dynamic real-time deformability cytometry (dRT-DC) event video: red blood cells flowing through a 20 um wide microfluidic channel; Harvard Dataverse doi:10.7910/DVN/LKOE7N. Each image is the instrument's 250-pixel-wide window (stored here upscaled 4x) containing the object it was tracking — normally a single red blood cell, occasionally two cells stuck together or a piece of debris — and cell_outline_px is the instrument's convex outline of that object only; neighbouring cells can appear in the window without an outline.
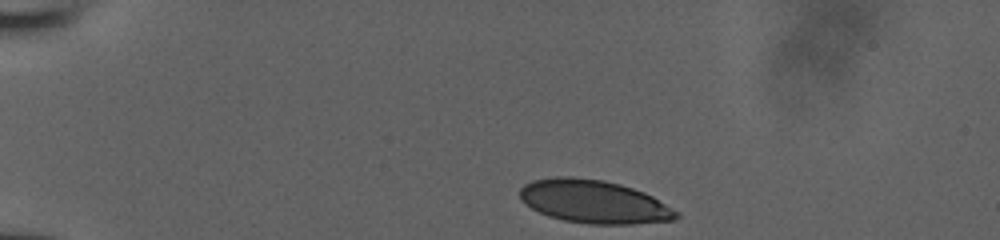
{"species": "human", "species_latin": "Homo sapiens", "temperature_condition": "room temperature", "stored_images_in_passage": 34, "camera_frame_rate_fps": 3000, "um_per_image_px": 0.085, "donor": {"sex": "male"}, "frame": {"image": 1, "passage_image": 1, "time_ms": 0.0, "image_size_px": [1000, 240], "cell_outline_px": [[680, 216], [676, 220], [632, 224], [588, 224], [564, 220], [548, 216], [524, 204], [520, 200], [520, 188], [524, 184], [532, 180], [556, 176], [572, 176], [604, 180], [620, 184], [644, 192], [652, 196], [680, 212]], "centroid_in_image_um": [50.48, 17.14], "position_along_channel_um": 34.5, "area_um2": 39.65}}
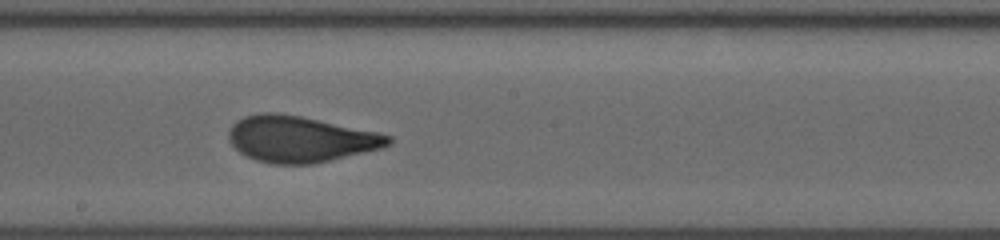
{"frame": {"image": 2, "passage_image": 20, "time_ms": 6.333, "image_size_px": [1000, 240], "cell_outline_px": [[392, 140], [388, 144], [380, 148], [332, 160], [312, 164], [272, 164], [256, 160], [240, 152], [228, 140], [228, 128], [236, 120], [244, 116], [264, 112], [276, 112], [300, 116], [380, 132], [392, 136]], "centroid_in_image_um": [25.49, 11.81], "position_along_channel_um": 222.7, "area_um2": 42.95}}
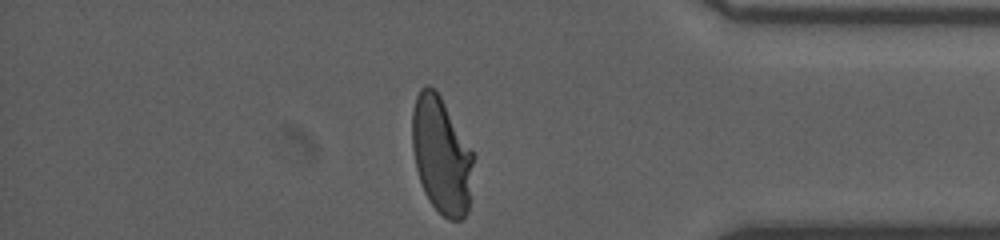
{"frame": {"image": 3, "passage_image": 34, "time_ms": 11.0, "image_size_px": [1000, 240], "cell_outline_px": [[476, 156], [468, 212], [460, 220], [448, 220], [428, 200], [424, 192], [416, 168], [412, 148], [412, 112], [416, 96], [420, 88], [424, 84], [428, 84], [440, 96]], "centroid_in_image_um": [37.54, 13.21], "position_along_channel_um": 397.7, "area_um2": 42.02}}